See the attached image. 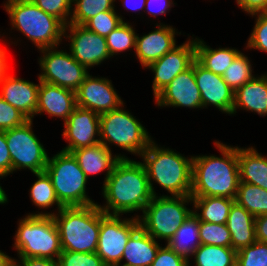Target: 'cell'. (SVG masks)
Returning a JSON list of instances; mask_svg holds the SVG:
<instances>
[{
    "mask_svg": "<svg viewBox=\"0 0 267 266\" xmlns=\"http://www.w3.org/2000/svg\"><path fill=\"white\" fill-rule=\"evenodd\" d=\"M122 106L100 115V143L108 149L109 144L114 143L141 156L153 140L146 128Z\"/></svg>",
    "mask_w": 267,
    "mask_h": 266,
    "instance_id": "9c48e42d",
    "label": "cell"
},
{
    "mask_svg": "<svg viewBox=\"0 0 267 266\" xmlns=\"http://www.w3.org/2000/svg\"><path fill=\"white\" fill-rule=\"evenodd\" d=\"M256 17L253 31L248 39L246 48L267 52V12L251 14Z\"/></svg>",
    "mask_w": 267,
    "mask_h": 266,
    "instance_id": "60d3db41",
    "label": "cell"
},
{
    "mask_svg": "<svg viewBox=\"0 0 267 266\" xmlns=\"http://www.w3.org/2000/svg\"><path fill=\"white\" fill-rule=\"evenodd\" d=\"M172 4H173L172 0H146L145 7L147 6L148 8L147 9L148 14L155 17L158 14H166L167 10L169 11V8H171Z\"/></svg>",
    "mask_w": 267,
    "mask_h": 266,
    "instance_id": "bcb514c9",
    "label": "cell"
},
{
    "mask_svg": "<svg viewBox=\"0 0 267 266\" xmlns=\"http://www.w3.org/2000/svg\"><path fill=\"white\" fill-rule=\"evenodd\" d=\"M146 169L150 190L156 192L152 180L166 189L171 196H190L192 188V160L172 149L159 147L152 141L141 154Z\"/></svg>",
    "mask_w": 267,
    "mask_h": 266,
    "instance_id": "277c9868",
    "label": "cell"
},
{
    "mask_svg": "<svg viewBox=\"0 0 267 266\" xmlns=\"http://www.w3.org/2000/svg\"><path fill=\"white\" fill-rule=\"evenodd\" d=\"M76 107L75 91L40 81L35 115L46 112L65 122Z\"/></svg>",
    "mask_w": 267,
    "mask_h": 266,
    "instance_id": "44dd1931",
    "label": "cell"
},
{
    "mask_svg": "<svg viewBox=\"0 0 267 266\" xmlns=\"http://www.w3.org/2000/svg\"><path fill=\"white\" fill-rule=\"evenodd\" d=\"M167 245L178 255L189 261L190 256L201 245L199 219L194 212L178 228Z\"/></svg>",
    "mask_w": 267,
    "mask_h": 266,
    "instance_id": "83f0119b",
    "label": "cell"
},
{
    "mask_svg": "<svg viewBox=\"0 0 267 266\" xmlns=\"http://www.w3.org/2000/svg\"><path fill=\"white\" fill-rule=\"evenodd\" d=\"M136 32L133 27L125 21L111 31L106 36L107 47L110 56L117 55L119 52L136 48Z\"/></svg>",
    "mask_w": 267,
    "mask_h": 266,
    "instance_id": "e575fe53",
    "label": "cell"
},
{
    "mask_svg": "<svg viewBox=\"0 0 267 266\" xmlns=\"http://www.w3.org/2000/svg\"><path fill=\"white\" fill-rule=\"evenodd\" d=\"M236 266H267V243L256 240L237 251Z\"/></svg>",
    "mask_w": 267,
    "mask_h": 266,
    "instance_id": "8d00e7d4",
    "label": "cell"
},
{
    "mask_svg": "<svg viewBox=\"0 0 267 266\" xmlns=\"http://www.w3.org/2000/svg\"><path fill=\"white\" fill-rule=\"evenodd\" d=\"M267 115V74L254 77L234 92L232 114L237 108Z\"/></svg>",
    "mask_w": 267,
    "mask_h": 266,
    "instance_id": "603a6c76",
    "label": "cell"
},
{
    "mask_svg": "<svg viewBox=\"0 0 267 266\" xmlns=\"http://www.w3.org/2000/svg\"><path fill=\"white\" fill-rule=\"evenodd\" d=\"M2 266H22V258L17 262L15 259L9 257Z\"/></svg>",
    "mask_w": 267,
    "mask_h": 266,
    "instance_id": "816d5d0a",
    "label": "cell"
},
{
    "mask_svg": "<svg viewBox=\"0 0 267 266\" xmlns=\"http://www.w3.org/2000/svg\"><path fill=\"white\" fill-rule=\"evenodd\" d=\"M55 48L39 50L43 53L39 59L43 72L38 80L76 91L89 74L87 68L77 62L70 52Z\"/></svg>",
    "mask_w": 267,
    "mask_h": 266,
    "instance_id": "7c38bea8",
    "label": "cell"
},
{
    "mask_svg": "<svg viewBox=\"0 0 267 266\" xmlns=\"http://www.w3.org/2000/svg\"><path fill=\"white\" fill-rule=\"evenodd\" d=\"M226 224L231 234V247L236 252L256 241L255 217L236 202L230 208Z\"/></svg>",
    "mask_w": 267,
    "mask_h": 266,
    "instance_id": "d4e9b609",
    "label": "cell"
},
{
    "mask_svg": "<svg viewBox=\"0 0 267 266\" xmlns=\"http://www.w3.org/2000/svg\"><path fill=\"white\" fill-rule=\"evenodd\" d=\"M3 177L4 176L0 174V179ZM6 202H7V195L5 194V191L3 190V188L0 186V204H4Z\"/></svg>",
    "mask_w": 267,
    "mask_h": 266,
    "instance_id": "f5cc1de1",
    "label": "cell"
},
{
    "mask_svg": "<svg viewBox=\"0 0 267 266\" xmlns=\"http://www.w3.org/2000/svg\"><path fill=\"white\" fill-rule=\"evenodd\" d=\"M45 172L50 177L56 196L64 207L95 204L86 195L88 179L72 153L61 150L49 158Z\"/></svg>",
    "mask_w": 267,
    "mask_h": 266,
    "instance_id": "52a82bcc",
    "label": "cell"
},
{
    "mask_svg": "<svg viewBox=\"0 0 267 266\" xmlns=\"http://www.w3.org/2000/svg\"><path fill=\"white\" fill-rule=\"evenodd\" d=\"M189 261L178 255L168 245L160 246L156 258L150 266H189Z\"/></svg>",
    "mask_w": 267,
    "mask_h": 266,
    "instance_id": "7bdbcfd3",
    "label": "cell"
},
{
    "mask_svg": "<svg viewBox=\"0 0 267 266\" xmlns=\"http://www.w3.org/2000/svg\"><path fill=\"white\" fill-rule=\"evenodd\" d=\"M239 53V50L227 47L212 49L203 40L195 39V60L215 74L223 75Z\"/></svg>",
    "mask_w": 267,
    "mask_h": 266,
    "instance_id": "4316f807",
    "label": "cell"
},
{
    "mask_svg": "<svg viewBox=\"0 0 267 266\" xmlns=\"http://www.w3.org/2000/svg\"><path fill=\"white\" fill-rule=\"evenodd\" d=\"M122 21V17L115 12V9H113L100 12L98 15L88 20L83 26H85L89 31L106 37L111 31L117 28Z\"/></svg>",
    "mask_w": 267,
    "mask_h": 266,
    "instance_id": "74e56055",
    "label": "cell"
},
{
    "mask_svg": "<svg viewBox=\"0 0 267 266\" xmlns=\"http://www.w3.org/2000/svg\"><path fill=\"white\" fill-rule=\"evenodd\" d=\"M102 189L106 204L98 206L107 215L143 212L153 197L143 163L128 157L115 163Z\"/></svg>",
    "mask_w": 267,
    "mask_h": 266,
    "instance_id": "6da1fadb",
    "label": "cell"
},
{
    "mask_svg": "<svg viewBox=\"0 0 267 266\" xmlns=\"http://www.w3.org/2000/svg\"><path fill=\"white\" fill-rule=\"evenodd\" d=\"M240 182H246L267 190V158L254 147H237Z\"/></svg>",
    "mask_w": 267,
    "mask_h": 266,
    "instance_id": "484cf974",
    "label": "cell"
},
{
    "mask_svg": "<svg viewBox=\"0 0 267 266\" xmlns=\"http://www.w3.org/2000/svg\"><path fill=\"white\" fill-rule=\"evenodd\" d=\"M235 202L254 217L267 214V190L246 182H239Z\"/></svg>",
    "mask_w": 267,
    "mask_h": 266,
    "instance_id": "4dcf8cb0",
    "label": "cell"
},
{
    "mask_svg": "<svg viewBox=\"0 0 267 266\" xmlns=\"http://www.w3.org/2000/svg\"><path fill=\"white\" fill-rule=\"evenodd\" d=\"M78 107L92 110L98 115L107 113L123 105L121 97L106 78L92 77L88 74L75 91Z\"/></svg>",
    "mask_w": 267,
    "mask_h": 266,
    "instance_id": "9a60e30c",
    "label": "cell"
},
{
    "mask_svg": "<svg viewBox=\"0 0 267 266\" xmlns=\"http://www.w3.org/2000/svg\"><path fill=\"white\" fill-rule=\"evenodd\" d=\"M119 215H107L101 210V225L96 254L106 266H120L123 251L129 237L140 226L138 215L120 219Z\"/></svg>",
    "mask_w": 267,
    "mask_h": 266,
    "instance_id": "8fae6325",
    "label": "cell"
},
{
    "mask_svg": "<svg viewBox=\"0 0 267 266\" xmlns=\"http://www.w3.org/2000/svg\"><path fill=\"white\" fill-rule=\"evenodd\" d=\"M11 25L23 33L40 49L61 44L65 24L57 17L45 13L31 0H7L4 5Z\"/></svg>",
    "mask_w": 267,
    "mask_h": 266,
    "instance_id": "5b68a950",
    "label": "cell"
},
{
    "mask_svg": "<svg viewBox=\"0 0 267 266\" xmlns=\"http://www.w3.org/2000/svg\"><path fill=\"white\" fill-rule=\"evenodd\" d=\"M32 120L5 130L6 142L11 156V173L19 169H29L31 172L45 171L49 156L32 131Z\"/></svg>",
    "mask_w": 267,
    "mask_h": 266,
    "instance_id": "30bf717a",
    "label": "cell"
},
{
    "mask_svg": "<svg viewBox=\"0 0 267 266\" xmlns=\"http://www.w3.org/2000/svg\"><path fill=\"white\" fill-rule=\"evenodd\" d=\"M236 251L232 247L201 244L195 252V266H236Z\"/></svg>",
    "mask_w": 267,
    "mask_h": 266,
    "instance_id": "f546056e",
    "label": "cell"
},
{
    "mask_svg": "<svg viewBox=\"0 0 267 266\" xmlns=\"http://www.w3.org/2000/svg\"><path fill=\"white\" fill-rule=\"evenodd\" d=\"M11 173V156L6 142L5 131H0V174L4 177Z\"/></svg>",
    "mask_w": 267,
    "mask_h": 266,
    "instance_id": "ee69618b",
    "label": "cell"
},
{
    "mask_svg": "<svg viewBox=\"0 0 267 266\" xmlns=\"http://www.w3.org/2000/svg\"><path fill=\"white\" fill-rule=\"evenodd\" d=\"M28 216H53L57 224L62 250L93 253L97 250L101 225L98 204L63 207L54 213L28 214Z\"/></svg>",
    "mask_w": 267,
    "mask_h": 266,
    "instance_id": "3957f363",
    "label": "cell"
},
{
    "mask_svg": "<svg viewBox=\"0 0 267 266\" xmlns=\"http://www.w3.org/2000/svg\"><path fill=\"white\" fill-rule=\"evenodd\" d=\"M57 262L59 266H106L96 252L84 253L62 250Z\"/></svg>",
    "mask_w": 267,
    "mask_h": 266,
    "instance_id": "f35d334b",
    "label": "cell"
},
{
    "mask_svg": "<svg viewBox=\"0 0 267 266\" xmlns=\"http://www.w3.org/2000/svg\"><path fill=\"white\" fill-rule=\"evenodd\" d=\"M189 202L193 203L191 196H153L142 217L138 216L140 227L153 239H164L168 243L193 213L194 210L185 206Z\"/></svg>",
    "mask_w": 267,
    "mask_h": 266,
    "instance_id": "ba28073f",
    "label": "cell"
},
{
    "mask_svg": "<svg viewBox=\"0 0 267 266\" xmlns=\"http://www.w3.org/2000/svg\"><path fill=\"white\" fill-rule=\"evenodd\" d=\"M237 4L248 14L267 12V0H236Z\"/></svg>",
    "mask_w": 267,
    "mask_h": 266,
    "instance_id": "f6af8a7d",
    "label": "cell"
},
{
    "mask_svg": "<svg viewBox=\"0 0 267 266\" xmlns=\"http://www.w3.org/2000/svg\"><path fill=\"white\" fill-rule=\"evenodd\" d=\"M22 266H59L57 261L46 258H22Z\"/></svg>",
    "mask_w": 267,
    "mask_h": 266,
    "instance_id": "c3c4849f",
    "label": "cell"
},
{
    "mask_svg": "<svg viewBox=\"0 0 267 266\" xmlns=\"http://www.w3.org/2000/svg\"><path fill=\"white\" fill-rule=\"evenodd\" d=\"M13 246L19 258H46L57 261L62 248L54 217L25 216L19 221Z\"/></svg>",
    "mask_w": 267,
    "mask_h": 266,
    "instance_id": "8992f818",
    "label": "cell"
},
{
    "mask_svg": "<svg viewBox=\"0 0 267 266\" xmlns=\"http://www.w3.org/2000/svg\"><path fill=\"white\" fill-rule=\"evenodd\" d=\"M194 76L201 93L202 108L214 105L219 111L232 114L234 91L224 81L222 75L205 69L194 61Z\"/></svg>",
    "mask_w": 267,
    "mask_h": 266,
    "instance_id": "e0dca14e",
    "label": "cell"
},
{
    "mask_svg": "<svg viewBox=\"0 0 267 266\" xmlns=\"http://www.w3.org/2000/svg\"><path fill=\"white\" fill-rule=\"evenodd\" d=\"M6 50L4 48H0V79L8 73V62L6 56Z\"/></svg>",
    "mask_w": 267,
    "mask_h": 266,
    "instance_id": "f907efd6",
    "label": "cell"
},
{
    "mask_svg": "<svg viewBox=\"0 0 267 266\" xmlns=\"http://www.w3.org/2000/svg\"><path fill=\"white\" fill-rule=\"evenodd\" d=\"M65 130L62 136L69 142L63 151L92 146L100 143L95 135H100V115L96 112L81 107H76L64 122Z\"/></svg>",
    "mask_w": 267,
    "mask_h": 266,
    "instance_id": "2e32d148",
    "label": "cell"
},
{
    "mask_svg": "<svg viewBox=\"0 0 267 266\" xmlns=\"http://www.w3.org/2000/svg\"><path fill=\"white\" fill-rule=\"evenodd\" d=\"M39 84L6 74L0 79V97L11 104L29 120H33L37 104Z\"/></svg>",
    "mask_w": 267,
    "mask_h": 266,
    "instance_id": "d6986e66",
    "label": "cell"
},
{
    "mask_svg": "<svg viewBox=\"0 0 267 266\" xmlns=\"http://www.w3.org/2000/svg\"><path fill=\"white\" fill-rule=\"evenodd\" d=\"M45 13L51 14L60 19L65 25L70 23L69 17L72 12L73 0H31Z\"/></svg>",
    "mask_w": 267,
    "mask_h": 266,
    "instance_id": "ab89813d",
    "label": "cell"
},
{
    "mask_svg": "<svg viewBox=\"0 0 267 266\" xmlns=\"http://www.w3.org/2000/svg\"><path fill=\"white\" fill-rule=\"evenodd\" d=\"M115 0H73L75 7L72 9L70 23L84 25L100 12L115 9Z\"/></svg>",
    "mask_w": 267,
    "mask_h": 266,
    "instance_id": "d6a6232c",
    "label": "cell"
},
{
    "mask_svg": "<svg viewBox=\"0 0 267 266\" xmlns=\"http://www.w3.org/2000/svg\"><path fill=\"white\" fill-rule=\"evenodd\" d=\"M160 245L140 226L129 237L123 251L121 266H150L156 258Z\"/></svg>",
    "mask_w": 267,
    "mask_h": 266,
    "instance_id": "cb8c5ba5",
    "label": "cell"
},
{
    "mask_svg": "<svg viewBox=\"0 0 267 266\" xmlns=\"http://www.w3.org/2000/svg\"><path fill=\"white\" fill-rule=\"evenodd\" d=\"M199 238L204 245L231 247V234L227 224L199 221Z\"/></svg>",
    "mask_w": 267,
    "mask_h": 266,
    "instance_id": "d590c367",
    "label": "cell"
},
{
    "mask_svg": "<svg viewBox=\"0 0 267 266\" xmlns=\"http://www.w3.org/2000/svg\"><path fill=\"white\" fill-rule=\"evenodd\" d=\"M71 153L76 158L87 179L90 174H97L107 170L104 182L111 174L115 163L120 158H126L123 155H112L111 149L106 148L102 143L79 148Z\"/></svg>",
    "mask_w": 267,
    "mask_h": 266,
    "instance_id": "7402d4cb",
    "label": "cell"
},
{
    "mask_svg": "<svg viewBox=\"0 0 267 266\" xmlns=\"http://www.w3.org/2000/svg\"><path fill=\"white\" fill-rule=\"evenodd\" d=\"M138 1V2H137ZM123 6L126 7V10L140 11L145 8L146 11V0H122ZM129 7V8H127Z\"/></svg>",
    "mask_w": 267,
    "mask_h": 266,
    "instance_id": "681fc988",
    "label": "cell"
},
{
    "mask_svg": "<svg viewBox=\"0 0 267 266\" xmlns=\"http://www.w3.org/2000/svg\"><path fill=\"white\" fill-rule=\"evenodd\" d=\"M35 176L38 179L33 183L30 189L32 202L40 209L50 208L53 204H57L58 211L62 209L64 206L59 202L52 181L47 173L45 171L35 173Z\"/></svg>",
    "mask_w": 267,
    "mask_h": 266,
    "instance_id": "1f68e13d",
    "label": "cell"
},
{
    "mask_svg": "<svg viewBox=\"0 0 267 266\" xmlns=\"http://www.w3.org/2000/svg\"><path fill=\"white\" fill-rule=\"evenodd\" d=\"M193 207H195L194 214L198 217L199 221L226 224L230 208L235 202V199L227 197H192ZM197 209V210H196ZM201 210V213L197 211Z\"/></svg>",
    "mask_w": 267,
    "mask_h": 266,
    "instance_id": "f1b7e54d",
    "label": "cell"
},
{
    "mask_svg": "<svg viewBox=\"0 0 267 266\" xmlns=\"http://www.w3.org/2000/svg\"><path fill=\"white\" fill-rule=\"evenodd\" d=\"M222 77L227 85L235 92L255 76L252 74V66L248 57L240 52Z\"/></svg>",
    "mask_w": 267,
    "mask_h": 266,
    "instance_id": "836d02e7",
    "label": "cell"
},
{
    "mask_svg": "<svg viewBox=\"0 0 267 266\" xmlns=\"http://www.w3.org/2000/svg\"><path fill=\"white\" fill-rule=\"evenodd\" d=\"M222 157L193 156L191 197L235 199L240 182L237 146L214 142Z\"/></svg>",
    "mask_w": 267,
    "mask_h": 266,
    "instance_id": "7a4b0ae2",
    "label": "cell"
},
{
    "mask_svg": "<svg viewBox=\"0 0 267 266\" xmlns=\"http://www.w3.org/2000/svg\"><path fill=\"white\" fill-rule=\"evenodd\" d=\"M28 120L23 113L0 97V131L20 126Z\"/></svg>",
    "mask_w": 267,
    "mask_h": 266,
    "instance_id": "b9f144b4",
    "label": "cell"
},
{
    "mask_svg": "<svg viewBox=\"0 0 267 266\" xmlns=\"http://www.w3.org/2000/svg\"><path fill=\"white\" fill-rule=\"evenodd\" d=\"M66 31H70L68 36ZM63 37L70 39L69 51L72 57L87 69L99 65L111 57L106 37L89 31L83 25L71 23L65 25Z\"/></svg>",
    "mask_w": 267,
    "mask_h": 266,
    "instance_id": "4fadbf2b",
    "label": "cell"
},
{
    "mask_svg": "<svg viewBox=\"0 0 267 266\" xmlns=\"http://www.w3.org/2000/svg\"><path fill=\"white\" fill-rule=\"evenodd\" d=\"M256 240L267 243V214L255 217Z\"/></svg>",
    "mask_w": 267,
    "mask_h": 266,
    "instance_id": "7dc6e473",
    "label": "cell"
},
{
    "mask_svg": "<svg viewBox=\"0 0 267 266\" xmlns=\"http://www.w3.org/2000/svg\"><path fill=\"white\" fill-rule=\"evenodd\" d=\"M9 257L10 256L0 250V266H2Z\"/></svg>",
    "mask_w": 267,
    "mask_h": 266,
    "instance_id": "db71d44e",
    "label": "cell"
},
{
    "mask_svg": "<svg viewBox=\"0 0 267 266\" xmlns=\"http://www.w3.org/2000/svg\"><path fill=\"white\" fill-rule=\"evenodd\" d=\"M158 28L141 37L136 36L135 53L143 67L163 57L176 47L175 35L172 26L159 23Z\"/></svg>",
    "mask_w": 267,
    "mask_h": 266,
    "instance_id": "ffe728a7",
    "label": "cell"
},
{
    "mask_svg": "<svg viewBox=\"0 0 267 266\" xmlns=\"http://www.w3.org/2000/svg\"><path fill=\"white\" fill-rule=\"evenodd\" d=\"M154 99L160 107L202 108L201 93L194 76V62L189 69L179 73Z\"/></svg>",
    "mask_w": 267,
    "mask_h": 266,
    "instance_id": "ac0fdd59",
    "label": "cell"
},
{
    "mask_svg": "<svg viewBox=\"0 0 267 266\" xmlns=\"http://www.w3.org/2000/svg\"><path fill=\"white\" fill-rule=\"evenodd\" d=\"M195 61V39L188 40L180 46L174 47L160 59L153 61L146 68L154 72V97L162 91L179 73L192 66Z\"/></svg>",
    "mask_w": 267,
    "mask_h": 266,
    "instance_id": "5bb4252c",
    "label": "cell"
}]
</instances>
